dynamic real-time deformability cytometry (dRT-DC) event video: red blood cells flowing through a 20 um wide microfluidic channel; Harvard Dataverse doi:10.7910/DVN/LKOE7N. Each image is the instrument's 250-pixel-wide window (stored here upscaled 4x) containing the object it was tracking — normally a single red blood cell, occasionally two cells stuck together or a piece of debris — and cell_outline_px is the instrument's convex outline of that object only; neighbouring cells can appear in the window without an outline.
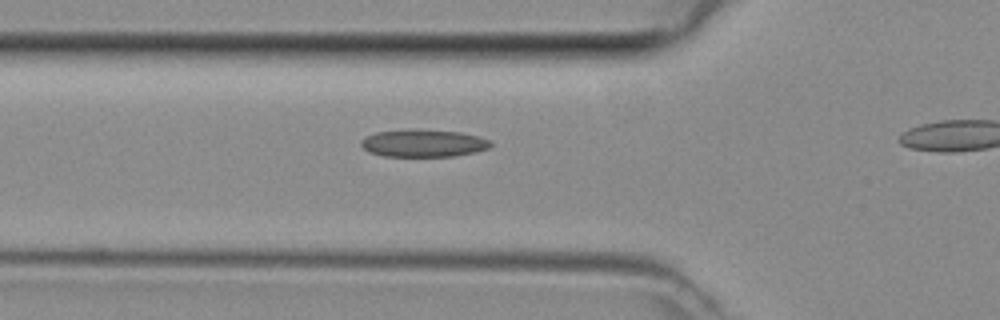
{"species": "common noctule bat (a hibernating species)", "species_latin": "Nyctalus noctula", "temperature_condition": "room temperature", "stored_images_in_passage": 6, "segment_of_instrument_passage": [1, 2], "camera_frame_rate_fps": 3000, "um_per_image_px": 0.085, "animal": {"sex": "female", "body_mass_g": 29.2, "forearm_length_mm": 56.3}, "frame": {"image": 1, "passage_image": 5, "time_ms": 1.333, "image_size_px": [1000, 320], "cell_outline_px": [[492, 144], [488, 148], [476, 152], [452, 156], [384, 156], [368, 152], [360, 144], [360, 140], [364, 136], [376, 132], [412, 128], [460, 132], [480, 136], [492, 140]], "centroid_in_image_um": [35.98, 12.15], "position_along_channel_um": 89.8, "area_um2": 21.1}}